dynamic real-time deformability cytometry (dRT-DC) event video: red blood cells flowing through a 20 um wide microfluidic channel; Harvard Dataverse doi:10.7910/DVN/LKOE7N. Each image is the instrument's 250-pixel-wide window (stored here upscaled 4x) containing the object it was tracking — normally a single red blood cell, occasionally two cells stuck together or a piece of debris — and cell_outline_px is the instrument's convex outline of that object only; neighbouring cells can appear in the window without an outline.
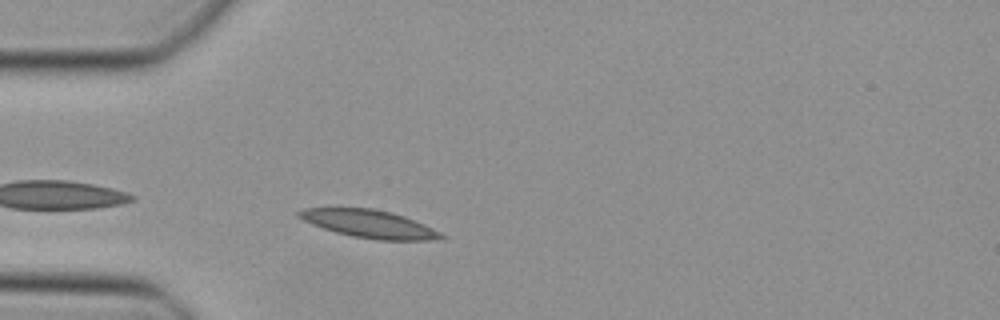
{"species": "Egyptian fruit bat (a non-hibernating species)", "species_latin": "Rousettus aegyptiacus", "temperature_condition": "cold", "stored_images_in_passage": 29, "camera_frame_rate_fps": 3000, "um_per_image_px": 0.085, "animal": {"sex": "female"}, "frame": {"image": 1, "passage_image": 2, "time_ms": 0.333, "image_size_px": [1000, 320], "cell_outline_px": [[444, 236], [428, 240], [376, 240], [352, 236], [336, 232], [312, 224], [296, 216], [296, 212], [304, 208], [372, 208], [392, 212], [404, 216], [432, 228]], "centroid_in_image_um": [31.31, 19.02], "position_along_channel_um": 53.7, "area_um2": 22.72}}
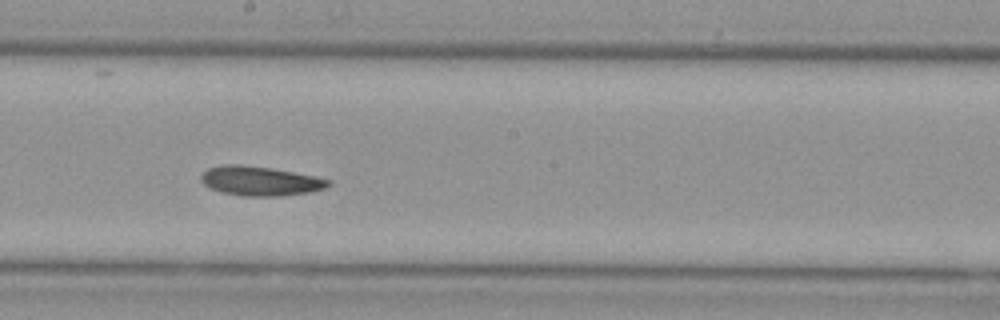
{"frame": {"image": 2, "passage_image": 15, "time_ms": 4.667, "image_size_px": [1000, 320], "cell_outline_px": [[332, 184], [324, 188], [308, 192], [280, 196], [240, 196], [220, 192], [204, 184], [200, 180], [200, 176], [208, 168], [220, 164], [240, 164], [272, 168], [316, 176], [332, 180]], "centroid_in_image_um": [22.1, 15.37], "position_along_channel_um": 226.1, "area_um2": 21.96}}
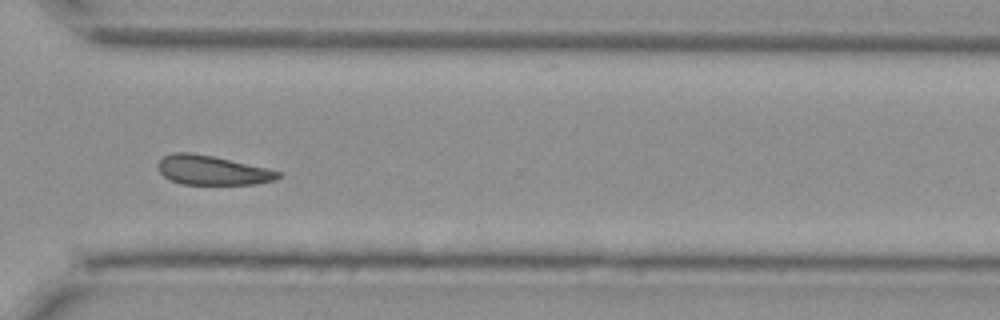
{"frame": {"image": 3, "passage_image": 24, "time_ms": 7.667, "image_size_px": [1000, 320], "cell_outline_px": [[280, 176], [276, 180], [256, 184], [184, 184], [172, 180], [164, 176], [156, 168], [156, 164], [164, 156], [172, 152], [192, 152], [212, 156], [268, 168], [280, 172]], "centroid_in_image_um": [18.02, 14.46], "position_along_channel_um": 352.6, "area_um2": 20.52}}